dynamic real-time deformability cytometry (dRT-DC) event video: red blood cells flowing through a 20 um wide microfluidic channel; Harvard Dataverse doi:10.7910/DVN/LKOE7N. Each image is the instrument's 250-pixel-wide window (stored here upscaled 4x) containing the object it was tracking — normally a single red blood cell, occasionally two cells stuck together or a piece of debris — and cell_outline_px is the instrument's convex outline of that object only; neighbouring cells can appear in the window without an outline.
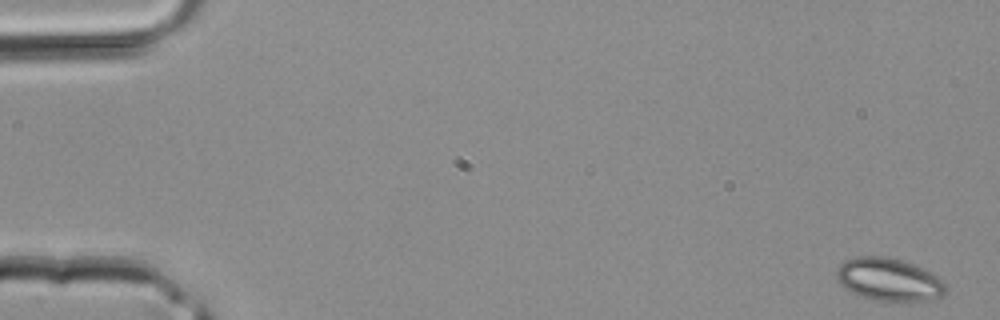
{"species": "common noctule bat (a hibernating species)", "species_latin": "Nyctalus noctula", "temperature_condition": "room temperature", "stored_images_in_passage": 41, "camera_frame_rate_fps": 3000, "um_per_image_px": 0.085, "animal": {"sex": "male", "body_mass_g": 20.4}, "frame": {"image": 1, "passage_image": 1, "time_ms": 0.0, "image_size_px": [1000, 320], "cell_outline_px": [[948, 288], [936, 300], [872, 300], [852, 292], [844, 288], [836, 280], [836, 268], [844, 260], [856, 256], [884, 256], [900, 260], [912, 264], [932, 272]], "centroid_in_image_um": [75.51, 23.75], "position_along_channel_um": 9.5, "area_um2": 27.11}}
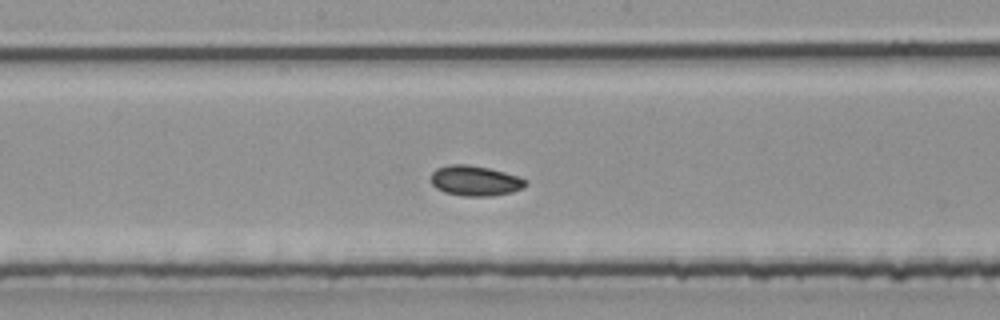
{"frame": {"image": 2, "passage_image": 22, "time_ms": 7.0, "image_size_px": [1000, 320], "cell_outline_px": [[528, 184], [524, 188], [512, 192], [492, 196], [464, 196], [444, 192], [436, 188], [432, 184], [432, 172], [436, 168], [448, 164], [468, 164], [488, 168], [520, 176], [528, 180]], "centroid_in_image_um": [40.42, 15.36], "position_along_channel_um": 207.8, "area_um2": 16.88}}
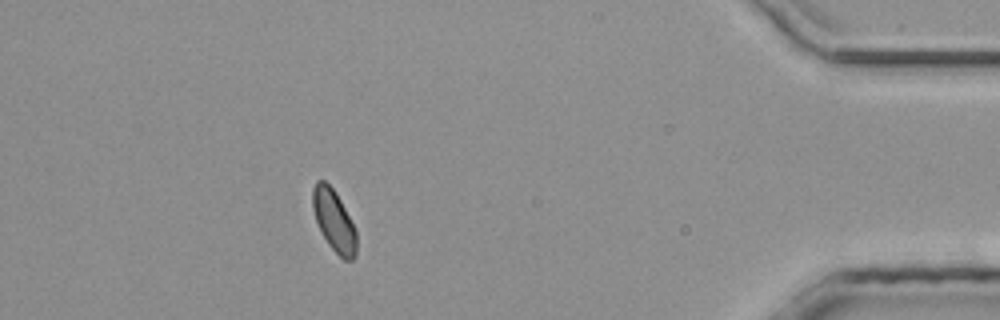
{"frame": {"image": 3, "passage_image": 37, "time_ms": 12.0, "image_size_px": [1000, 320], "cell_outline_px": [[356, 256], [352, 260], [344, 260], [328, 244], [316, 220], [312, 208], [312, 188], [316, 180], [324, 180], [336, 192], [356, 228]], "centroid_in_image_um": [28.39, 18.73], "position_along_channel_um": 406.8, "area_um2": 15.72}}